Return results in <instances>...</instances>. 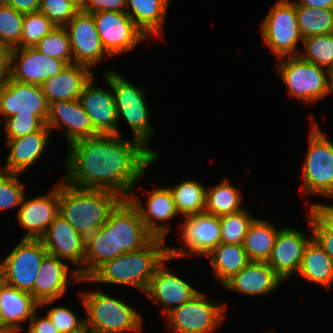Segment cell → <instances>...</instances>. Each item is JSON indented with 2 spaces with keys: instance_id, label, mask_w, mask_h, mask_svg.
I'll return each instance as SVG.
<instances>
[{
  "instance_id": "1",
  "label": "cell",
  "mask_w": 333,
  "mask_h": 333,
  "mask_svg": "<svg viewBox=\"0 0 333 333\" xmlns=\"http://www.w3.org/2000/svg\"><path fill=\"white\" fill-rule=\"evenodd\" d=\"M64 179L81 189L105 190L127 199L145 171L155 163L154 155L137 139L117 134H97L71 143Z\"/></svg>"
},
{
  "instance_id": "2",
  "label": "cell",
  "mask_w": 333,
  "mask_h": 333,
  "mask_svg": "<svg viewBox=\"0 0 333 333\" xmlns=\"http://www.w3.org/2000/svg\"><path fill=\"white\" fill-rule=\"evenodd\" d=\"M61 181L59 215L85 240L108 221L110 213L123 200L110 191L81 189Z\"/></svg>"
},
{
  "instance_id": "3",
  "label": "cell",
  "mask_w": 333,
  "mask_h": 333,
  "mask_svg": "<svg viewBox=\"0 0 333 333\" xmlns=\"http://www.w3.org/2000/svg\"><path fill=\"white\" fill-rule=\"evenodd\" d=\"M168 257L165 239L153 238L142 249L105 262L88 279H81V282L130 285L145 293L157 268Z\"/></svg>"
},
{
  "instance_id": "4",
  "label": "cell",
  "mask_w": 333,
  "mask_h": 333,
  "mask_svg": "<svg viewBox=\"0 0 333 333\" xmlns=\"http://www.w3.org/2000/svg\"><path fill=\"white\" fill-rule=\"evenodd\" d=\"M87 312L85 326L91 333H124L142 330V318L137 310L122 300L101 291L80 292Z\"/></svg>"
},
{
  "instance_id": "5",
  "label": "cell",
  "mask_w": 333,
  "mask_h": 333,
  "mask_svg": "<svg viewBox=\"0 0 333 333\" xmlns=\"http://www.w3.org/2000/svg\"><path fill=\"white\" fill-rule=\"evenodd\" d=\"M103 76L112 87L118 121L123 117L132 129L133 139L140 141L154 155L158 154L148 147L149 138L154 131L149 122L144 89L130 83L111 68L104 72Z\"/></svg>"
},
{
  "instance_id": "6",
  "label": "cell",
  "mask_w": 333,
  "mask_h": 333,
  "mask_svg": "<svg viewBox=\"0 0 333 333\" xmlns=\"http://www.w3.org/2000/svg\"><path fill=\"white\" fill-rule=\"evenodd\" d=\"M276 64L290 97L307 104L330 95V71L300 56L279 58Z\"/></svg>"
},
{
  "instance_id": "7",
  "label": "cell",
  "mask_w": 333,
  "mask_h": 333,
  "mask_svg": "<svg viewBox=\"0 0 333 333\" xmlns=\"http://www.w3.org/2000/svg\"><path fill=\"white\" fill-rule=\"evenodd\" d=\"M310 126L308 151L302 169L303 192L333 198V143L314 119Z\"/></svg>"
},
{
  "instance_id": "8",
  "label": "cell",
  "mask_w": 333,
  "mask_h": 333,
  "mask_svg": "<svg viewBox=\"0 0 333 333\" xmlns=\"http://www.w3.org/2000/svg\"><path fill=\"white\" fill-rule=\"evenodd\" d=\"M263 44L268 46L278 58L299 56L296 49L301 36L296 5L293 1L277 0L261 23Z\"/></svg>"
},
{
  "instance_id": "9",
  "label": "cell",
  "mask_w": 333,
  "mask_h": 333,
  "mask_svg": "<svg viewBox=\"0 0 333 333\" xmlns=\"http://www.w3.org/2000/svg\"><path fill=\"white\" fill-rule=\"evenodd\" d=\"M48 254L41 239H21L0 262V280L33 296L35 279Z\"/></svg>"
},
{
  "instance_id": "10",
  "label": "cell",
  "mask_w": 333,
  "mask_h": 333,
  "mask_svg": "<svg viewBox=\"0 0 333 333\" xmlns=\"http://www.w3.org/2000/svg\"><path fill=\"white\" fill-rule=\"evenodd\" d=\"M225 308L199 292L169 312L165 319L171 333H213L226 318Z\"/></svg>"
},
{
  "instance_id": "11",
  "label": "cell",
  "mask_w": 333,
  "mask_h": 333,
  "mask_svg": "<svg viewBox=\"0 0 333 333\" xmlns=\"http://www.w3.org/2000/svg\"><path fill=\"white\" fill-rule=\"evenodd\" d=\"M184 222L181 228V238L184 247H172L168 245V256L178 259L188 256H207L221 243L220 217L208 213H199L183 216Z\"/></svg>"
},
{
  "instance_id": "12",
  "label": "cell",
  "mask_w": 333,
  "mask_h": 333,
  "mask_svg": "<svg viewBox=\"0 0 333 333\" xmlns=\"http://www.w3.org/2000/svg\"><path fill=\"white\" fill-rule=\"evenodd\" d=\"M92 15L102 45L110 56L128 53L148 39L126 12L99 11Z\"/></svg>"
},
{
  "instance_id": "13",
  "label": "cell",
  "mask_w": 333,
  "mask_h": 333,
  "mask_svg": "<svg viewBox=\"0 0 333 333\" xmlns=\"http://www.w3.org/2000/svg\"><path fill=\"white\" fill-rule=\"evenodd\" d=\"M0 115L39 116L45 123L49 116V104L40 85L8 79L0 85ZM0 116L1 122H3Z\"/></svg>"
},
{
  "instance_id": "14",
  "label": "cell",
  "mask_w": 333,
  "mask_h": 333,
  "mask_svg": "<svg viewBox=\"0 0 333 333\" xmlns=\"http://www.w3.org/2000/svg\"><path fill=\"white\" fill-rule=\"evenodd\" d=\"M114 228L115 258L146 246L154 237L147 231L138 210L123 199L110 213L106 222Z\"/></svg>"
},
{
  "instance_id": "15",
  "label": "cell",
  "mask_w": 333,
  "mask_h": 333,
  "mask_svg": "<svg viewBox=\"0 0 333 333\" xmlns=\"http://www.w3.org/2000/svg\"><path fill=\"white\" fill-rule=\"evenodd\" d=\"M64 28L70 38L73 63L92 68L104 57H111L102 45L92 14L80 11Z\"/></svg>"
},
{
  "instance_id": "16",
  "label": "cell",
  "mask_w": 333,
  "mask_h": 333,
  "mask_svg": "<svg viewBox=\"0 0 333 333\" xmlns=\"http://www.w3.org/2000/svg\"><path fill=\"white\" fill-rule=\"evenodd\" d=\"M66 65L65 61L48 57L34 47L12 48L10 79L41 85L59 74Z\"/></svg>"
},
{
  "instance_id": "17",
  "label": "cell",
  "mask_w": 333,
  "mask_h": 333,
  "mask_svg": "<svg viewBox=\"0 0 333 333\" xmlns=\"http://www.w3.org/2000/svg\"><path fill=\"white\" fill-rule=\"evenodd\" d=\"M41 240L48 254L72 262L81 279H84L86 240L62 216L54 219Z\"/></svg>"
},
{
  "instance_id": "18",
  "label": "cell",
  "mask_w": 333,
  "mask_h": 333,
  "mask_svg": "<svg viewBox=\"0 0 333 333\" xmlns=\"http://www.w3.org/2000/svg\"><path fill=\"white\" fill-rule=\"evenodd\" d=\"M70 280L81 282V277L74 268L70 269L65 261L47 254L35 279L33 298L39 303V307L46 306L64 296L68 284L73 282Z\"/></svg>"
},
{
  "instance_id": "19",
  "label": "cell",
  "mask_w": 333,
  "mask_h": 333,
  "mask_svg": "<svg viewBox=\"0 0 333 333\" xmlns=\"http://www.w3.org/2000/svg\"><path fill=\"white\" fill-rule=\"evenodd\" d=\"M59 215V182L44 196L27 199L24 195L17 212L19 224L27 233L23 239H41Z\"/></svg>"
},
{
  "instance_id": "20",
  "label": "cell",
  "mask_w": 333,
  "mask_h": 333,
  "mask_svg": "<svg viewBox=\"0 0 333 333\" xmlns=\"http://www.w3.org/2000/svg\"><path fill=\"white\" fill-rule=\"evenodd\" d=\"M167 260L171 261L172 258L168 257L157 268L145 292L152 299L151 301L163 307L162 313L165 316L199 293L189 283L165 267Z\"/></svg>"
},
{
  "instance_id": "21",
  "label": "cell",
  "mask_w": 333,
  "mask_h": 333,
  "mask_svg": "<svg viewBox=\"0 0 333 333\" xmlns=\"http://www.w3.org/2000/svg\"><path fill=\"white\" fill-rule=\"evenodd\" d=\"M147 198L146 207H144L141 200L135 196L133 191L127 199L138 210L147 231L154 238L165 239L170 228L168 225L163 224V222L172 220V218L179 215L172 192L169 187H158L155 190L153 189ZM157 220L162 221L161 224H157Z\"/></svg>"
},
{
  "instance_id": "22",
  "label": "cell",
  "mask_w": 333,
  "mask_h": 333,
  "mask_svg": "<svg viewBox=\"0 0 333 333\" xmlns=\"http://www.w3.org/2000/svg\"><path fill=\"white\" fill-rule=\"evenodd\" d=\"M93 78L84 86L78 100L85 112L93 119L96 134L121 136L112 87L108 83L111 90L109 91L97 85L94 86Z\"/></svg>"
},
{
  "instance_id": "23",
  "label": "cell",
  "mask_w": 333,
  "mask_h": 333,
  "mask_svg": "<svg viewBox=\"0 0 333 333\" xmlns=\"http://www.w3.org/2000/svg\"><path fill=\"white\" fill-rule=\"evenodd\" d=\"M313 237L293 227L280 229L267 264L285 281L298 273L305 249Z\"/></svg>"
},
{
  "instance_id": "24",
  "label": "cell",
  "mask_w": 333,
  "mask_h": 333,
  "mask_svg": "<svg viewBox=\"0 0 333 333\" xmlns=\"http://www.w3.org/2000/svg\"><path fill=\"white\" fill-rule=\"evenodd\" d=\"M46 125L50 130L63 128L69 145L77 140L97 135L94 132L93 119L82 108L79 100L51 102Z\"/></svg>"
},
{
  "instance_id": "25",
  "label": "cell",
  "mask_w": 333,
  "mask_h": 333,
  "mask_svg": "<svg viewBox=\"0 0 333 333\" xmlns=\"http://www.w3.org/2000/svg\"><path fill=\"white\" fill-rule=\"evenodd\" d=\"M51 132L45 124L40 130L31 134L6 140L5 144L10 151L4 167L0 162V170L16 174H22L26 169L28 170V167L43 155Z\"/></svg>"
},
{
  "instance_id": "26",
  "label": "cell",
  "mask_w": 333,
  "mask_h": 333,
  "mask_svg": "<svg viewBox=\"0 0 333 333\" xmlns=\"http://www.w3.org/2000/svg\"><path fill=\"white\" fill-rule=\"evenodd\" d=\"M283 282L267 262H250L222 286L247 296H260L275 291Z\"/></svg>"
},
{
  "instance_id": "27",
  "label": "cell",
  "mask_w": 333,
  "mask_h": 333,
  "mask_svg": "<svg viewBox=\"0 0 333 333\" xmlns=\"http://www.w3.org/2000/svg\"><path fill=\"white\" fill-rule=\"evenodd\" d=\"M94 77L85 65L71 63L57 75L44 81L40 87L48 104L65 100H78L84 86Z\"/></svg>"
},
{
  "instance_id": "28",
  "label": "cell",
  "mask_w": 333,
  "mask_h": 333,
  "mask_svg": "<svg viewBox=\"0 0 333 333\" xmlns=\"http://www.w3.org/2000/svg\"><path fill=\"white\" fill-rule=\"evenodd\" d=\"M39 303L25 291L9 286L0 280V311L3 325L11 333H21V323L30 321Z\"/></svg>"
},
{
  "instance_id": "29",
  "label": "cell",
  "mask_w": 333,
  "mask_h": 333,
  "mask_svg": "<svg viewBox=\"0 0 333 333\" xmlns=\"http://www.w3.org/2000/svg\"><path fill=\"white\" fill-rule=\"evenodd\" d=\"M169 3L170 0H126V13L148 38L151 35L163 38Z\"/></svg>"
},
{
  "instance_id": "30",
  "label": "cell",
  "mask_w": 333,
  "mask_h": 333,
  "mask_svg": "<svg viewBox=\"0 0 333 333\" xmlns=\"http://www.w3.org/2000/svg\"><path fill=\"white\" fill-rule=\"evenodd\" d=\"M297 274L320 286L331 288L333 285V261L314 239L305 249Z\"/></svg>"
},
{
  "instance_id": "31",
  "label": "cell",
  "mask_w": 333,
  "mask_h": 333,
  "mask_svg": "<svg viewBox=\"0 0 333 333\" xmlns=\"http://www.w3.org/2000/svg\"><path fill=\"white\" fill-rule=\"evenodd\" d=\"M207 257L215 279L222 285L251 262L243 245L220 243Z\"/></svg>"
},
{
  "instance_id": "32",
  "label": "cell",
  "mask_w": 333,
  "mask_h": 333,
  "mask_svg": "<svg viewBox=\"0 0 333 333\" xmlns=\"http://www.w3.org/2000/svg\"><path fill=\"white\" fill-rule=\"evenodd\" d=\"M114 258V228H109L105 223L86 239L84 279H88L100 266Z\"/></svg>"
},
{
  "instance_id": "33",
  "label": "cell",
  "mask_w": 333,
  "mask_h": 333,
  "mask_svg": "<svg viewBox=\"0 0 333 333\" xmlns=\"http://www.w3.org/2000/svg\"><path fill=\"white\" fill-rule=\"evenodd\" d=\"M279 229L268 221L255 218L246 233L243 247L251 262H267Z\"/></svg>"
},
{
  "instance_id": "34",
  "label": "cell",
  "mask_w": 333,
  "mask_h": 333,
  "mask_svg": "<svg viewBox=\"0 0 333 333\" xmlns=\"http://www.w3.org/2000/svg\"><path fill=\"white\" fill-rule=\"evenodd\" d=\"M241 194V191L225 178L207 189L205 213L220 217L241 211L244 209L241 206Z\"/></svg>"
},
{
  "instance_id": "35",
  "label": "cell",
  "mask_w": 333,
  "mask_h": 333,
  "mask_svg": "<svg viewBox=\"0 0 333 333\" xmlns=\"http://www.w3.org/2000/svg\"><path fill=\"white\" fill-rule=\"evenodd\" d=\"M179 215L190 216L205 212L207 188L194 180H185L170 188Z\"/></svg>"
},
{
  "instance_id": "36",
  "label": "cell",
  "mask_w": 333,
  "mask_h": 333,
  "mask_svg": "<svg viewBox=\"0 0 333 333\" xmlns=\"http://www.w3.org/2000/svg\"><path fill=\"white\" fill-rule=\"evenodd\" d=\"M296 15L303 39L333 33V9L296 6Z\"/></svg>"
},
{
  "instance_id": "37",
  "label": "cell",
  "mask_w": 333,
  "mask_h": 333,
  "mask_svg": "<svg viewBox=\"0 0 333 333\" xmlns=\"http://www.w3.org/2000/svg\"><path fill=\"white\" fill-rule=\"evenodd\" d=\"M302 43L305 51L299 53L302 59L333 71V33L310 36Z\"/></svg>"
},
{
  "instance_id": "38",
  "label": "cell",
  "mask_w": 333,
  "mask_h": 333,
  "mask_svg": "<svg viewBox=\"0 0 333 333\" xmlns=\"http://www.w3.org/2000/svg\"><path fill=\"white\" fill-rule=\"evenodd\" d=\"M254 219L245 208L233 214L220 216L221 243L243 245L248 228Z\"/></svg>"
},
{
  "instance_id": "39",
  "label": "cell",
  "mask_w": 333,
  "mask_h": 333,
  "mask_svg": "<svg viewBox=\"0 0 333 333\" xmlns=\"http://www.w3.org/2000/svg\"><path fill=\"white\" fill-rule=\"evenodd\" d=\"M34 48L48 57L60 59L67 64L73 63L70 38L64 27H56L51 33L44 36Z\"/></svg>"
},
{
  "instance_id": "40",
  "label": "cell",
  "mask_w": 333,
  "mask_h": 333,
  "mask_svg": "<svg viewBox=\"0 0 333 333\" xmlns=\"http://www.w3.org/2000/svg\"><path fill=\"white\" fill-rule=\"evenodd\" d=\"M55 28L56 26L39 11L24 14L20 48L34 47Z\"/></svg>"
},
{
  "instance_id": "41",
  "label": "cell",
  "mask_w": 333,
  "mask_h": 333,
  "mask_svg": "<svg viewBox=\"0 0 333 333\" xmlns=\"http://www.w3.org/2000/svg\"><path fill=\"white\" fill-rule=\"evenodd\" d=\"M24 14L10 5L0 6V43L20 48Z\"/></svg>"
},
{
  "instance_id": "42",
  "label": "cell",
  "mask_w": 333,
  "mask_h": 333,
  "mask_svg": "<svg viewBox=\"0 0 333 333\" xmlns=\"http://www.w3.org/2000/svg\"><path fill=\"white\" fill-rule=\"evenodd\" d=\"M19 176L0 170V213L21 205L25 187Z\"/></svg>"
},
{
  "instance_id": "43",
  "label": "cell",
  "mask_w": 333,
  "mask_h": 333,
  "mask_svg": "<svg viewBox=\"0 0 333 333\" xmlns=\"http://www.w3.org/2000/svg\"><path fill=\"white\" fill-rule=\"evenodd\" d=\"M39 12L56 27H65L78 13L69 0H40Z\"/></svg>"
},
{
  "instance_id": "44",
  "label": "cell",
  "mask_w": 333,
  "mask_h": 333,
  "mask_svg": "<svg viewBox=\"0 0 333 333\" xmlns=\"http://www.w3.org/2000/svg\"><path fill=\"white\" fill-rule=\"evenodd\" d=\"M6 140L20 138L40 130L46 123L39 116H12L4 120Z\"/></svg>"
},
{
  "instance_id": "45",
  "label": "cell",
  "mask_w": 333,
  "mask_h": 333,
  "mask_svg": "<svg viewBox=\"0 0 333 333\" xmlns=\"http://www.w3.org/2000/svg\"><path fill=\"white\" fill-rule=\"evenodd\" d=\"M46 315L59 333L78 331L85 326V318H78L74 312L64 306L52 307Z\"/></svg>"
},
{
  "instance_id": "46",
  "label": "cell",
  "mask_w": 333,
  "mask_h": 333,
  "mask_svg": "<svg viewBox=\"0 0 333 333\" xmlns=\"http://www.w3.org/2000/svg\"><path fill=\"white\" fill-rule=\"evenodd\" d=\"M309 214L308 225L312 230L313 239L333 261V232L329 231L311 212Z\"/></svg>"
},
{
  "instance_id": "47",
  "label": "cell",
  "mask_w": 333,
  "mask_h": 333,
  "mask_svg": "<svg viewBox=\"0 0 333 333\" xmlns=\"http://www.w3.org/2000/svg\"><path fill=\"white\" fill-rule=\"evenodd\" d=\"M99 11L126 12V0H88L83 12L94 14Z\"/></svg>"
},
{
  "instance_id": "48",
  "label": "cell",
  "mask_w": 333,
  "mask_h": 333,
  "mask_svg": "<svg viewBox=\"0 0 333 333\" xmlns=\"http://www.w3.org/2000/svg\"><path fill=\"white\" fill-rule=\"evenodd\" d=\"M309 209L329 231L333 232V205L313 203Z\"/></svg>"
},
{
  "instance_id": "49",
  "label": "cell",
  "mask_w": 333,
  "mask_h": 333,
  "mask_svg": "<svg viewBox=\"0 0 333 333\" xmlns=\"http://www.w3.org/2000/svg\"><path fill=\"white\" fill-rule=\"evenodd\" d=\"M28 323V333H59L47 315L37 317L36 311Z\"/></svg>"
},
{
  "instance_id": "50",
  "label": "cell",
  "mask_w": 333,
  "mask_h": 333,
  "mask_svg": "<svg viewBox=\"0 0 333 333\" xmlns=\"http://www.w3.org/2000/svg\"><path fill=\"white\" fill-rule=\"evenodd\" d=\"M12 48L0 43V85L10 78Z\"/></svg>"
},
{
  "instance_id": "51",
  "label": "cell",
  "mask_w": 333,
  "mask_h": 333,
  "mask_svg": "<svg viewBox=\"0 0 333 333\" xmlns=\"http://www.w3.org/2000/svg\"><path fill=\"white\" fill-rule=\"evenodd\" d=\"M8 5L23 14L34 13L39 11L40 0H8Z\"/></svg>"
},
{
  "instance_id": "52",
  "label": "cell",
  "mask_w": 333,
  "mask_h": 333,
  "mask_svg": "<svg viewBox=\"0 0 333 333\" xmlns=\"http://www.w3.org/2000/svg\"><path fill=\"white\" fill-rule=\"evenodd\" d=\"M296 6L333 9V0H294Z\"/></svg>"
},
{
  "instance_id": "53",
  "label": "cell",
  "mask_w": 333,
  "mask_h": 333,
  "mask_svg": "<svg viewBox=\"0 0 333 333\" xmlns=\"http://www.w3.org/2000/svg\"><path fill=\"white\" fill-rule=\"evenodd\" d=\"M69 1L77 9L78 12L84 11L88 3V0H69Z\"/></svg>"
},
{
  "instance_id": "54",
  "label": "cell",
  "mask_w": 333,
  "mask_h": 333,
  "mask_svg": "<svg viewBox=\"0 0 333 333\" xmlns=\"http://www.w3.org/2000/svg\"><path fill=\"white\" fill-rule=\"evenodd\" d=\"M0 333H11L4 325L2 322L1 318V311H0Z\"/></svg>"
},
{
  "instance_id": "55",
  "label": "cell",
  "mask_w": 333,
  "mask_h": 333,
  "mask_svg": "<svg viewBox=\"0 0 333 333\" xmlns=\"http://www.w3.org/2000/svg\"><path fill=\"white\" fill-rule=\"evenodd\" d=\"M69 333H91V332L86 326H84L82 329H80L78 331L69 332Z\"/></svg>"
},
{
  "instance_id": "56",
  "label": "cell",
  "mask_w": 333,
  "mask_h": 333,
  "mask_svg": "<svg viewBox=\"0 0 333 333\" xmlns=\"http://www.w3.org/2000/svg\"><path fill=\"white\" fill-rule=\"evenodd\" d=\"M333 92V71H330V93Z\"/></svg>"
},
{
  "instance_id": "57",
  "label": "cell",
  "mask_w": 333,
  "mask_h": 333,
  "mask_svg": "<svg viewBox=\"0 0 333 333\" xmlns=\"http://www.w3.org/2000/svg\"><path fill=\"white\" fill-rule=\"evenodd\" d=\"M8 5V0H0V6Z\"/></svg>"
}]
</instances>
